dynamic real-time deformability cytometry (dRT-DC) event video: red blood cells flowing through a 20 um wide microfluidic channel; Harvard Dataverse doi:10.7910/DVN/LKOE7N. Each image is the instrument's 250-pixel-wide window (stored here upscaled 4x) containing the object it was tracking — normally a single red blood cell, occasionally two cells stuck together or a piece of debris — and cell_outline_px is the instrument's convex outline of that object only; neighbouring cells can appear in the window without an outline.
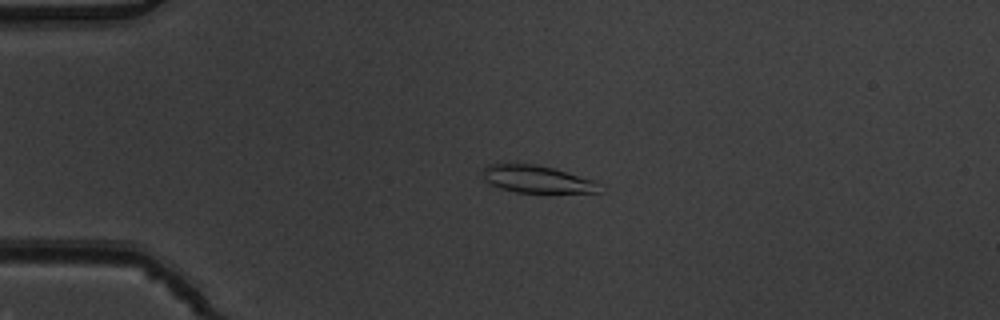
{"species": "common noctule bat (a hibernating species)", "species_latin": "Nyctalus noctula", "temperature_condition": "warm", "stored_images_in_passage": 6, "camera_frame_rate_fps": 3000, "um_per_image_px": 0.085, "animal": {"sex": "male", "body_mass_g": 19.5, "forearm_length_mm": 54.6}, "frame": {"image": 1, "passage_image": 4, "time_ms": 1.0, "image_size_px": [1000, 320], "cell_outline_px": [[600, 192], [516, 192], [500, 188], [484, 180], [484, 168], [488, 164], [532, 164], [552, 168], [596, 180]], "centroid_in_image_um": [45.63, 15.23], "position_along_channel_um": 39.4, "area_um2": 18.15}}
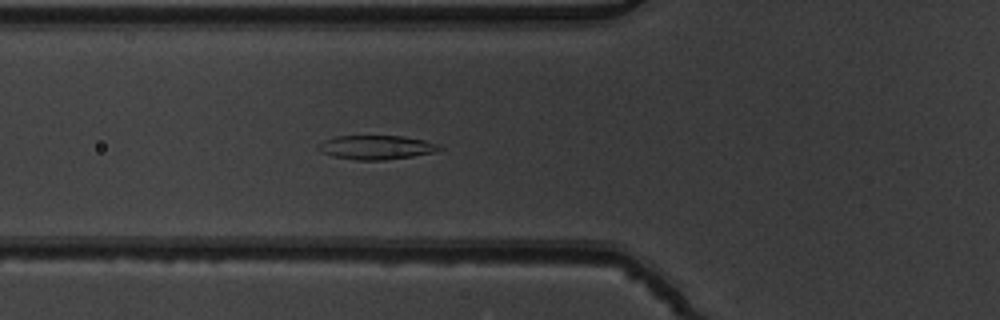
{"frame": {"image": 2, "passage_image": 6, "time_ms": 1.667, "image_size_px": [1000, 320], "cell_outline_px": [[444, 148], [432, 152], [412, 156], [384, 160], [356, 160], [332, 156], [320, 152], [316, 148], [316, 144], [324, 140], [336, 136], [404, 136], [424, 140], [436, 144]], "centroid_in_image_um": [31.91, 12.52], "position_along_channel_um": 93.9, "area_um2": 16.99}}